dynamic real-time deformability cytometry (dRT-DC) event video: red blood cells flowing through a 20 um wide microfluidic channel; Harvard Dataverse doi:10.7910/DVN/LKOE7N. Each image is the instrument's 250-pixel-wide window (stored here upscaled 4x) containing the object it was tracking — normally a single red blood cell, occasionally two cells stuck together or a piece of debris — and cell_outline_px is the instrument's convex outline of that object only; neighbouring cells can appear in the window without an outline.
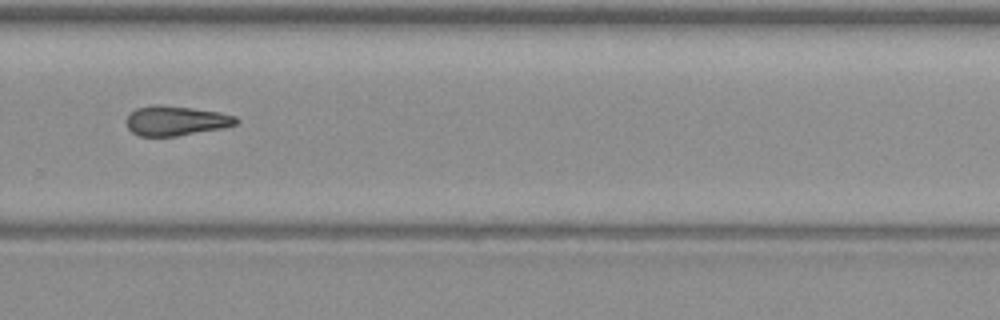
{"species": "common noctule bat (a hibernating species)", "species_latin": "Nyctalus noctula", "temperature_condition": "warm", "stored_images_in_passage": 16, "camera_frame_rate_fps": 3000, "um_per_image_px": 0.085, "animal": {"sex": "female", "body_mass_g": 19.3, "forearm_length_mm": 54.1}, "frame": {"image": 1, "passage_image": 11, "time_ms": 15.0, "image_size_px": [1000, 320], "cell_outline_px": [[240, 120], [236, 124], [224, 128], [176, 136], [140, 136], [132, 132], [128, 128], [124, 120], [136, 108], [152, 104], [160, 104], [220, 112], [236, 116]], "centroid_in_image_um": [14.94, 10.26], "position_along_channel_um": 314.9, "area_um2": 19.13}}
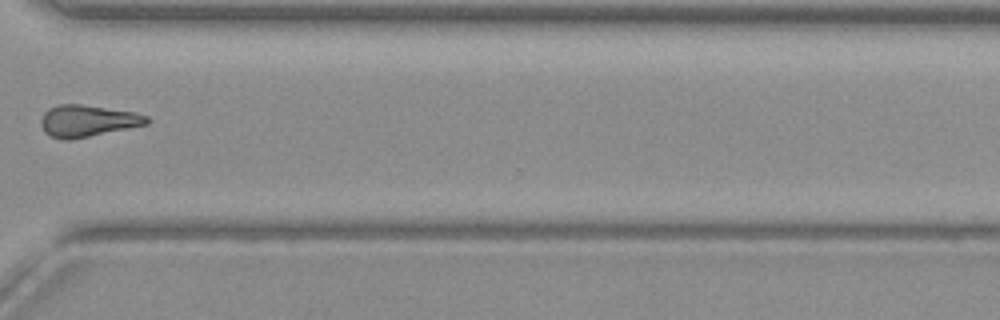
{"frame": {"image": 2, "passage_image": 12, "time_ms": 16.333, "image_size_px": [1000, 320], "cell_outline_px": [[148, 124], [72, 140], [60, 140], [48, 136], [44, 132], [40, 124], [40, 120], [44, 112], [48, 108], [60, 104], [80, 104], [136, 112], [148, 116]], "centroid_in_image_um": [7.4, 10.29], "position_along_channel_um": 363.2, "area_um2": 19.83}}
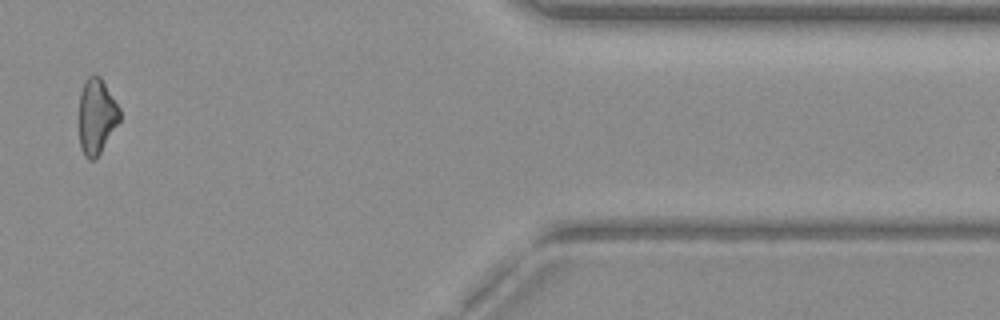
{"frame": {"image": 3, "passage_image": 14, "time_ms": 18.667, "image_size_px": [1000, 320], "cell_outline_px": [[120, 120], [96, 160], [88, 160], [84, 156], [80, 148], [80, 92], [84, 80], [92, 72], [96, 72], [100, 76], [120, 108]], "centroid_in_image_um": [8.21, 9.86], "position_along_channel_um": 403.2, "area_um2": 18.09}}